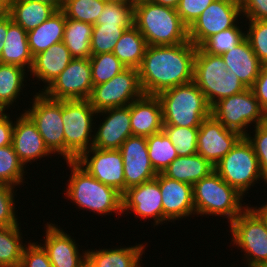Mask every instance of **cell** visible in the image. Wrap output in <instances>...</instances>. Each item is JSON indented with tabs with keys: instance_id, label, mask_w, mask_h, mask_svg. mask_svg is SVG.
I'll return each mask as SVG.
<instances>
[{
	"instance_id": "1",
	"label": "cell",
	"mask_w": 267,
	"mask_h": 267,
	"mask_svg": "<svg viewBox=\"0 0 267 267\" xmlns=\"http://www.w3.org/2000/svg\"><path fill=\"white\" fill-rule=\"evenodd\" d=\"M197 47L189 40L171 46H147L138 68L144 94L161 92L193 81Z\"/></svg>"
},
{
	"instance_id": "2",
	"label": "cell",
	"mask_w": 267,
	"mask_h": 267,
	"mask_svg": "<svg viewBox=\"0 0 267 267\" xmlns=\"http://www.w3.org/2000/svg\"><path fill=\"white\" fill-rule=\"evenodd\" d=\"M134 26L149 46H171L188 41V28L177 9L149 0L134 4Z\"/></svg>"
},
{
	"instance_id": "3",
	"label": "cell",
	"mask_w": 267,
	"mask_h": 267,
	"mask_svg": "<svg viewBox=\"0 0 267 267\" xmlns=\"http://www.w3.org/2000/svg\"><path fill=\"white\" fill-rule=\"evenodd\" d=\"M71 168L66 196L80 209H87L98 214L107 215L123 213L122 194L116 189L101 183L83 169L75 160L67 161Z\"/></svg>"
},
{
	"instance_id": "4",
	"label": "cell",
	"mask_w": 267,
	"mask_h": 267,
	"mask_svg": "<svg viewBox=\"0 0 267 267\" xmlns=\"http://www.w3.org/2000/svg\"><path fill=\"white\" fill-rule=\"evenodd\" d=\"M162 107L163 126L199 128L211 115L205 95L192 81L157 95Z\"/></svg>"
},
{
	"instance_id": "5",
	"label": "cell",
	"mask_w": 267,
	"mask_h": 267,
	"mask_svg": "<svg viewBox=\"0 0 267 267\" xmlns=\"http://www.w3.org/2000/svg\"><path fill=\"white\" fill-rule=\"evenodd\" d=\"M193 82L205 95L210 107L247 89L234 73L228 71L221 55L206 53L201 47H197L195 55Z\"/></svg>"
},
{
	"instance_id": "6",
	"label": "cell",
	"mask_w": 267,
	"mask_h": 267,
	"mask_svg": "<svg viewBox=\"0 0 267 267\" xmlns=\"http://www.w3.org/2000/svg\"><path fill=\"white\" fill-rule=\"evenodd\" d=\"M243 195L225 182L214 170L193 185V203L197 215H215L232 222L247 208ZM244 208V209H243Z\"/></svg>"
},
{
	"instance_id": "7",
	"label": "cell",
	"mask_w": 267,
	"mask_h": 267,
	"mask_svg": "<svg viewBox=\"0 0 267 267\" xmlns=\"http://www.w3.org/2000/svg\"><path fill=\"white\" fill-rule=\"evenodd\" d=\"M97 112L88 99L62 100V120L64 123V158L74 161L93 145ZM93 127V128H92ZM93 129V130H92Z\"/></svg>"
},
{
	"instance_id": "8",
	"label": "cell",
	"mask_w": 267,
	"mask_h": 267,
	"mask_svg": "<svg viewBox=\"0 0 267 267\" xmlns=\"http://www.w3.org/2000/svg\"><path fill=\"white\" fill-rule=\"evenodd\" d=\"M214 170L242 195L263 179L258 158L245 136L214 166Z\"/></svg>"
},
{
	"instance_id": "9",
	"label": "cell",
	"mask_w": 267,
	"mask_h": 267,
	"mask_svg": "<svg viewBox=\"0 0 267 267\" xmlns=\"http://www.w3.org/2000/svg\"><path fill=\"white\" fill-rule=\"evenodd\" d=\"M230 228L232 242L245 252L248 267H267V226L260 215L247 206Z\"/></svg>"
},
{
	"instance_id": "10",
	"label": "cell",
	"mask_w": 267,
	"mask_h": 267,
	"mask_svg": "<svg viewBox=\"0 0 267 267\" xmlns=\"http://www.w3.org/2000/svg\"><path fill=\"white\" fill-rule=\"evenodd\" d=\"M211 115L227 129L247 135L249 124L255 126L267 121V114L261 108L251 88L221 99L211 107Z\"/></svg>"
},
{
	"instance_id": "11",
	"label": "cell",
	"mask_w": 267,
	"mask_h": 267,
	"mask_svg": "<svg viewBox=\"0 0 267 267\" xmlns=\"http://www.w3.org/2000/svg\"><path fill=\"white\" fill-rule=\"evenodd\" d=\"M40 92V93H39ZM33 96L32 107L24 110L36 125L46 147L52 154L64 157V123L62 100L47 97L42 91Z\"/></svg>"
},
{
	"instance_id": "12",
	"label": "cell",
	"mask_w": 267,
	"mask_h": 267,
	"mask_svg": "<svg viewBox=\"0 0 267 267\" xmlns=\"http://www.w3.org/2000/svg\"><path fill=\"white\" fill-rule=\"evenodd\" d=\"M138 69L126 68L111 80L93 86L88 98L96 112L125 107L143 95Z\"/></svg>"
},
{
	"instance_id": "13",
	"label": "cell",
	"mask_w": 267,
	"mask_h": 267,
	"mask_svg": "<svg viewBox=\"0 0 267 267\" xmlns=\"http://www.w3.org/2000/svg\"><path fill=\"white\" fill-rule=\"evenodd\" d=\"M241 14L240 0H214L188 28V40L200 47L210 36L234 27Z\"/></svg>"
},
{
	"instance_id": "14",
	"label": "cell",
	"mask_w": 267,
	"mask_h": 267,
	"mask_svg": "<svg viewBox=\"0 0 267 267\" xmlns=\"http://www.w3.org/2000/svg\"><path fill=\"white\" fill-rule=\"evenodd\" d=\"M93 88L90 58H73L42 92L54 100L88 99Z\"/></svg>"
},
{
	"instance_id": "15",
	"label": "cell",
	"mask_w": 267,
	"mask_h": 267,
	"mask_svg": "<svg viewBox=\"0 0 267 267\" xmlns=\"http://www.w3.org/2000/svg\"><path fill=\"white\" fill-rule=\"evenodd\" d=\"M91 153L93 155L90 157ZM75 161L101 183L116 189L122 195L125 193L124 164L118 149L91 147Z\"/></svg>"
},
{
	"instance_id": "16",
	"label": "cell",
	"mask_w": 267,
	"mask_h": 267,
	"mask_svg": "<svg viewBox=\"0 0 267 267\" xmlns=\"http://www.w3.org/2000/svg\"><path fill=\"white\" fill-rule=\"evenodd\" d=\"M242 137L240 133L227 129L210 115L199 127L197 154L215 166Z\"/></svg>"
},
{
	"instance_id": "17",
	"label": "cell",
	"mask_w": 267,
	"mask_h": 267,
	"mask_svg": "<svg viewBox=\"0 0 267 267\" xmlns=\"http://www.w3.org/2000/svg\"><path fill=\"white\" fill-rule=\"evenodd\" d=\"M118 150L123 158L125 191L156 178L158 173L150 162L146 137L132 135Z\"/></svg>"
},
{
	"instance_id": "18",
	"label": "cell",
	"mask_w": 267,
	"mask_h": 267,
	"mask_svg": "<svg viewBox=\"0 0 267 267\" xmlns=\"http://www.w3.org/2000/svg\"><path fill=\"white\" fill-rule=\"evenodd\" d=\"M123 213L129 210L144 219H154L156 225L163 224V206L159 181L154 178L128 188L122 195Z\"/></svg>"
},
{
	"instance_id": "19",
	"label": "cell",
	"mask_w": 267,
	"mask_h": 267,
	"mask_svg": "<svg viewBox=\"0 0 267 267\" xmlns=\"http://www.w3.org/2000/svg\"><path fill=\"white\" fill-rule=\"evenodd\" d=\"M106 116L94 132L92 147L98 149H119L125 140L132 136L130 105L110 108L97 112Z\"/></svg>"
},
{
	"instance_id": "20",
	"label": "cell",
	"mask_w": 267,
	"mask_h": 267,
	"mask_svg": "<svg viewBox=\"0 0 267 267\" xmlns=\"http://www.w3.org/2000/svg\"><path fill=\"white\" fill-rule=\"evenodd\" d=\"M156 178L162 196L163 222L195 215L192 185L170 179L162 173H158Z\"/></svg>"
},
{
	"instance_id": "21",
	"label": "cell",
	"mask_w": 267,
	"mask_h": 267,
	"mask_svg": "<svg viewBox=\"0 0 267 267\" xmlns=\"http://www.w3.org/2000/svg\"><path fill=\"white\" fill-rule=\"evenodd\" d=\"M43 249L53 267H86V250L80 254L76 241L55 224L46 225Z\"/></svg>"
},
{
	"instance_id": "22",
	"label": "cell",
	"mask_w": 267,
	"mask_h": 267,
	"mask_svg": "<svg viewBox=\"0 0 267 267\" xmlns=\"http://www.w3.org/2000/svg\"><path fill=\"white\" fill-rule=\"evenodd\" d=\"M12 145L19 160L25 165L52 154L46 147L36 125L23 112L13 127ZM32 160V161H31Z\"/></svg>"
},
{
	"instance_id": "23",
	"label": "cell",
	"mask_w": 267,
	"mask_h": 267,
	"mask_svg": "<svg viewBox=\"0 0 267 267\" xmlns=\"http://www.w3.org/2000/svg\"><path fill=\"white\" fill-rule=\"evenodd\" d=\"M132 135L148 137L163 129L162 107L155 95L143 94L130 104Z\"/></svg>"
},
{
	"instance_id": "24",
	"label": "cell",
	"mask_w": 267,
	"mask_h": 267,
	"mask_svg": "<svg viewBox=\"0 0 267 267\" xmlns=\"http://www.w3.org/2000/svg\"><path fill=\"white\" fill-rule=\"evenodd\" d=\"M228 71L234 73L246 88H251L261 67L249 41L245 37L235 48L221 55Z\"/></svg>"
},
{
	"instance_id": "25",
	"label": "cell",
	"mask_w": 267,
	"mask_h": 267,
	"mask_svg": "<svg viewBox=\"0 0 267 267\" xmlns=\"http://www.w3.org/2000/svg\"><path fill=\"white\" fill-rule=\"evenodd\" d=\"M72 59L63 42L54 44L33 57L30 74L36 77L35 79L46 83L47 86L45 85L42 89L44 90L66 69Z\"/></svg>"
},
{
	"instance_id": "26",
	"label": "cell",
	"mask_w": 267,
	"mask_h": 267,
	"mask_svg": "<svg viewBox=\"0 0 267 267\" xmlns=\"http://www.w3.org/2000/svg\"><path fill=\"white\" fill-rule=\"evenodd\" d=\"M0 63L31 70L33 56L29 49L27 32L8 15V32L3 42Z\"/></svg>"
},
{
	"instance_id": "27",
	"label": "cell",
	"mask_w": 267,
	"mask_h": 267,
	"mask_svg": "<svg viewBox=\"0 0 267 267\" xmlns=\"http://www.w3.org/2000/svg\"><path fill=\"white\" fill-rule=\"evenodd\" d=\"M144 245L138 244L131 247H118L109 249H96L86 251V267H142Z\"/></svg>"
},
{
	"instance_id": "28",
	"label": "cell",
	"mask_w": 267,
	"mask_h": 267,
	"mask_svg": "<svg viewBox=\"0 0 267 267\" xmlns=\"http://www.w3.org/2000/svg\"><path fill=\"white\" fill-rule=\"evenodd\" d=\"M65 24V14L58 10L38 27L28 31V44L32 56L34 57L52 45L62 42Z\"/></svg>"
},
{
	"instance_id": "29",
	"label": "cell",
	"mask_w": 267,
	"mask_h": 267,
	"mask_svg": "<svg viewBox=\"0 0 267 267\" xmlns=\"http://www.w3.org/2000/svg\"><path fill=\"white\" fill-rule=\"evenodd\" d=\"M214 171V166L200 154L178 156L162 174L170 179L194 185Z\"/></svg>"
},
{
	"instance_id": "30",
	"label": "cell",
	"mask_w": 267,
	"mask_h": 267,
	"mask_svg": "<svg viewBox=\"0 0 267 267\" xmlns=\"http://www.w3.org/2000/svg\"><path fill=\"white\" fill-rule=\"evenodd\" d=\"M56 11L58 10L55 7L38 1H10L9 15L28 32L49 19Z\"/></svg>"
},
{
	"instance_id": "31",
	"label": "cell",
	"mask_w": 267,
	"mask_h": 267,
	"mask_svg": "<svg viewBox=\"0 0 267 267\" xmlns=\"http://www.w3.org/2000/svg\"><path fill=\"white\" fill-rule=\"evenodd\" d=\"M146 39L133 25L117 41L113 54L127 67L138 69L147 48Z\"/></svg>"
},
{
	"instance_id": "32",
	"label": "cell",
	"mask_w": 267,
	"mask_h": 267,
	"mask_svg": "<svg viewBox=\"0 0 267 267\" xmlns=\"http://www.w3.org/2000/svg\"><path fill=\"white\" fill-rule=\"evenodd\" d=\"M93 25L66 17L63 43L72 58L91 57V36Z\"/></svg>"
},
{
	"instance_id": "33",
	"label": "cell",
	"mask_w": 267,
	"mask_h": 267,
	"mask_svg": "<svg viewBox=\"0 0 267 267\" xmlns=\"http://www.w3.org/2000/svg\"><path fill=\"white\" fill-rule=\"evenodd\" d=\"M26 70L11 64L0 63V110L9 109L10 105L19 98L24 81L27 76ZM26 74V75H25Z\"/></svg>"
},
{
	"instance_id": "34",
	"label": "cell",
	"mask_w": 267,
	"mask_h": 267,
	"mask_svg": "<svg viewBox=\"0 0 267 267\" xmlns=\"http://www.w3.org/2000/svg\"><path fill=\"white\" fill-rule=\"evenodd\" d=\"M19 225L0 227V265L20 267L23 250L26 246L21 239Z\"/></svg>"
},
{
	"instance_id": "35",
	"label": "cell",
	"mask_w": 267,
	"mask_h": 267,
	"mask_svg": "<svg viewBox=\"0 0 267 267\" xmlns=\"http://www.w3.org/2000/svg\"><path fill=\"white\" fill-rule=\"evenodd\" d=\"M146 141L150 162L157 173H162L178 157V151L163 130L146 137Z\"/></svg>"
},
{
	"instance_id": "36",
	"label": "cell",
	"mask_w": 267,
	"mask_h": 267,
	"mask_svg": "<svg viewBox=\"0 0 267 267\" xmlns=\"http://www.w3.org/2000/svg\"><path fill=\"white\" fill-rule=\"evenodd\" d=\"M106 0H64L61 11L65 17L94 25Z\"/></svg>"
},
{
	"instance_id": "37",
	"label": "cell",
	"mask_w": 267,
	"mask_h": 267,
	"mask_svg": "<svg viewBox=\"0 0 267 267\" xmlns=\"http://www.w3.org/2000/svg\"><path fill=\"white\" fill-rule=\"evenodd\" d=\"M90 65L93 86L111 80L127 68L113 53L91 55Z\"/></svg>"
},
{
	"instance_id": "38",
	"label": "cell",
	"mask_w": 267,
	"mask_h": 267,
	"mask_svg": "<svg viewBox=\"0 0 267 267\" xmlns=\"http://www.w3.org/2000/svg\"><path fill=\"white\" fill-rule=\"evenodd\" d=\"M25 167L15 153L13 145L0 147V183L20 186L25 179Z\"/></svg>"
},
{
	"instance_id": "39",
	"label": "cell",
	"mask_w": 267,
	"mask_h": 267,
	"mask_svg": "<svg viewBox=\"0 0 267 267\" xmlns=\"http://www.w3.org/2000/svg\"><path fill=\"white\" fill-rule=\"evenodd\" d=\"M130 28L120 25L94 24L91 36V54L112 53L124 31Z\"/></svg>"
},
{
	"instance_id": "40",
	"label": "cell",
	"mask_w": 267,
	"mask_h": 267,
	"mask_svg": "<svg viewBox=\"0 0 267 267\" xmlns=\"http://www.w3.org/2000/svg\"><path fill=\"white\" fill-rule=\"evenodd\" d=\"M162 130L178 151V156L197 154L199 128L163 126Z\"/></svg>"
},
{
	"instance_id": "41",
	"label": "cell",
	"mask_w": 267,
	"mask_h": 267,
	"mask_svg": "<svg viewBox=\"0 0 267 267\" xmlns=\"http://www.w3.org/2000/svg\"><path fill=\"white\" fill-rule=\"evenodd\" d=\"M245 32L237 24L210 36L200 47L209 54L222 55L235 48L245 38Z\"/></svg>"
},
{
	"instance_id": "42",
	"label": "cell",
	"mask_w": 267,
	"mask_h": 267,
	"mask_svg": "<svg viewBox=\"0 0 267 267\" xmlns=\"http://www.w3.org/2000/svg\"><path fill=\"white\" fill-rule=\"evenodd\" d=\"M95 24L132 27L134 25V4L107 2Z\"/></svg>"
},
{
	"instance_id": "43",
	"label": "cell",
	"mask_w": 267,
	"mask_h": 267,
	"mask_svg": "<svg viewBox=\"0 0 267 267\" xmlns=\"http://www.w3.org/2000/svg\"><path fill=\"white\" fill-rule=\"evenodd\" d=\"M245 37L262 65L267 64V20H249Z\"/></svg>"
},
{
	"instance_id": "44",
	"label": "cell",
	"mask_w": 267,
	"mask_h": 267,
	"mask_svg": "<svg viewBox=\"0 0 267 267\" xmlns=\"http://www.w3.org/2000/svg\"><path fill=\"white\" fill-rule=\"evenodd\" d=\"M254 137L247 133L245 136L251 143L255 155L258 158L259 167L263 181L267 184V121L254 127Z\"/></svg>"
},
{
	"instance_id": "45",
	"label": "cell",
	"mask_w": 267,
	"mask_h": 267,
	"mask_svg": "<svg viewBox=\"0 0 267 267\" xmlns=\"http://www.w3.org/2000/svg\"><path fill=\"white\" fill-rule=\"evenodd\" d=\"M14 186L0 183V227L19 225L15 214Z\"/></svg>"
},
{
	"instance_id": "46",
	"label": "cell",
	"mask_w": 267,
	"mask_h": 267,
	"mask_svg": "<svg viewBox=\"0 0 267 267\" xmlns=\"http://www.w3.org/2000/svg\"><path fill=\"white\" fill-rule=\"evenodd\" d=\"M213 1L214 0H180L177 13L180 15L183 24L189 28Z\"/></svg>"
},
{
	"instance_id": "47",
	"label": "cell",
	"mask_w": 267,
	"mask_h": 267,
	"mask_svg": "<svg viewBox=\"0 0 267 267\" xmlns=\"http://www.w3.org/2000/svg\"><path fill=\"white\" fill-rule=\"evenodd\" d=\"M27 244L23 250L20 267H53L42 244Z\"/></svg>"
},
{
	"instance_id": "48",
	"label": "cell",
	"mask_w": 267,
	"mask_h": 267,
	"mask_svg": "<svg viewBox=\"0 0 267 267\" xmlns=\"http://www.w3.org/2000/svg\"><path fill=\"white\" fill-rule=\"evenodd\" d=\"M242 15L248 20H267V0H240Z\"/></svg>"
},
{
	"instance_id": "49",
	"label": "cell",
	"mask_w": 267,
	"mask_h": 267,
	"mask_svg": "<svg viewBox=\"0 0 267 267\" xmlns=\"http://www.w3.org/2000/svg\"><path fill=\"white\" fill-rule=\"evenodd\" d=\"M251 90L259 101L261 108L267 114V64L261 65L259 75L251 87Z\"/></svg>"
},
{
	"instance_id": "50",
	"label": "cell",
	"mask_w": 267,
	"mask_h": 267,
	"mask_svg": "<svg viewBox=\"0 0 267 267\" xmlns=\"http://www.w3.org/2000/svg\"><path fill=\"white\" fill-rule=\"evenodd\" d=\"M4 111L0 112V147L12 145L14 123Z\"/></svg>"
},
{
	"instance_id": "51",
	"label": "cell",
	"mask_w": 267,
	"mask_h": 267,
	"mask_svg": "<svg viewBox=\"0 0 267 267\" xmlns=\"http://www.w3.org/2000/svg\"><path fill=\"white\" fill-rule=\"evenodd\" d=\"M7 32H8V16L0 19V58H1L2 49L4 46L3 42L5 41Z\"/></svg>"
},
{
	"instance_id": "52",
	"label": "cell",
	"mask_w": 267,
	"mask_h": 267,
	"mask_svg": "<svg viewBox=\"0 0 267 267\" xmlns=\"http://www.w3.org/2000/svg\"><path fill=\"white\" fill-rule=\"evenodd\" d=\"M10 1H38V2L49 4L55 7L57 10L62 9L63 2H64V0H10Z\"/></svg>"
},
{
	"instance_id": "53",
	"label": "cell",
	"mask_w": 267,
	"mask_h": 267,
	"mask_svg": "<svg viewBox=\"0 0 267 267\" xmlns=\"http://www.w3.org/2000/svg\"><path fill=\"white\" fill-rule=\"evenodd\" d=\"M153 3L177 9L180 0H149Z\"/></svg>"
},
{
	"instance_id": "54",
	"label": "cell",
	"mask_w": 267,
	"mask_h": 267,
	"mask_svg": "<svg viewBox=\"0 0 267 267\" xmlns=\"http://www.w3.org/2000/svg\"><path fill=\"white\" fill-rule=\"evenodd\" d=\"M10 0H0V19L9 15Z\"/></svg>"
},
{
	"instance_id": "55",
	"label": "cell",
	"mask_w": 267,
	"mask_h": 267,
	"mask_svg": "<svg viewBox=\"0 0 267 267\" xmlns=\"http://www.w3.org/2000/svg\"><path fill=\"white\" fill-rule=\"evenodd\" d=\"M259 215L260 217L264 220L266 226H267V202L266 204L262 205L261 207H252Z\"/></svg>"
},
{
	"instance_id": "56",
	"label": "cell",
	"mask_w": 267,
	"mask_h": 267,
	"mask_svg": "<svg viewBox=\"0 0 267 267\" xmlns=\"http://www.w3.org/2000/svg\"><path fill=\"white\" fill-rule=\"evenodd\" d=\"M107 2L135 4L132 0H106Z\"/></svg>"
},
{
	"instance_id": "57",
	"label": "cell",
	"mask_w": 267,
	"mask_h": 267,
	"mask_svg": "<svg viewBox=\"0 0 267 267\" xmlns=\"http://www.w3.org/2000/svg\"><path fill=\"white\" fill-rule=\"evenodd\" d=\"M134 3L140 2V1H144V0H132Z\"/></svg>"
}]
</instances>
